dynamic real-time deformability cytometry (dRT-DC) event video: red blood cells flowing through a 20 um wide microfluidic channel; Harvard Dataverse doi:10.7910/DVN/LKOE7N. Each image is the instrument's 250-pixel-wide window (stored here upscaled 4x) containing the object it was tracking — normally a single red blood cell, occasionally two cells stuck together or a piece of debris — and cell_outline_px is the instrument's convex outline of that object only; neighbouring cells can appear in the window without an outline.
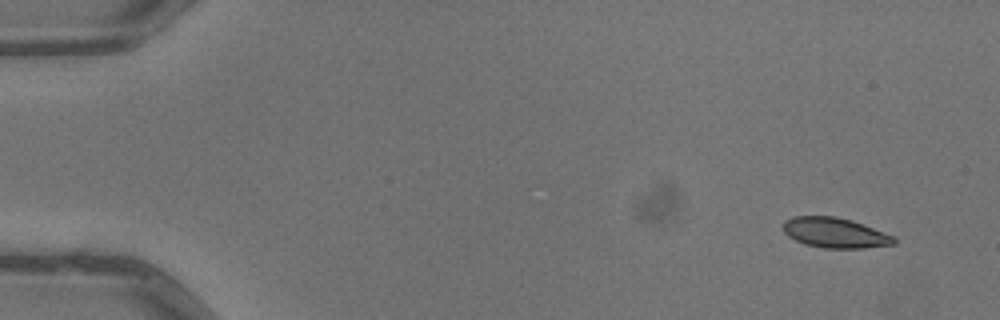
{"species": "common noctule bat (a hibernating species)", "species_latin": "Nyctalus noctula", "temperature_condition": "warm", "stored_images_in_passage": 5, "camera_frame_rate_fps": 3000, "um_per_image_px": 0.085, "animal": {"sex": "male", "body_mass_g": 13.3}, "frame": {"image": 1, "passage_image": 1, "time_ms": 0.0, "image_size_px": [1000, 320], "cell_outline_px": [[896, 244], [864, 248], [824, 248], [804, 244], [788, 236], [784, 232], [784, 220], [792, 216], [836, 216], [852, 220], [892, 236], [896, 240]], "centroid_in_image_um": [70.94, 19.78], "position_along_channel_um": 14.1, "area_um2": 19.36}}
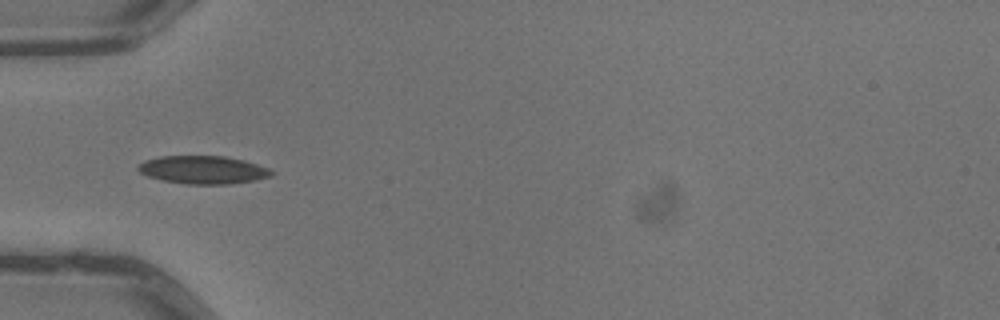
{"frame": {"image": 2, "passage_image": 5, "time_ms": 1.333, "image_size_px": [1000, 320], "cell_outline_px": [[276, 172], [272, 176], [256, 180], [224, 184], [184, 184], [160, 180], [148, 176], [140, 172], [136, 168], [144, 160], [160, 156], [224, 156], [244, 160], [268, 168]], "centroid_in_image_um": [17.26, 14.43], "position_along_channel_um": 67.7, "area_um2": 21.85}}